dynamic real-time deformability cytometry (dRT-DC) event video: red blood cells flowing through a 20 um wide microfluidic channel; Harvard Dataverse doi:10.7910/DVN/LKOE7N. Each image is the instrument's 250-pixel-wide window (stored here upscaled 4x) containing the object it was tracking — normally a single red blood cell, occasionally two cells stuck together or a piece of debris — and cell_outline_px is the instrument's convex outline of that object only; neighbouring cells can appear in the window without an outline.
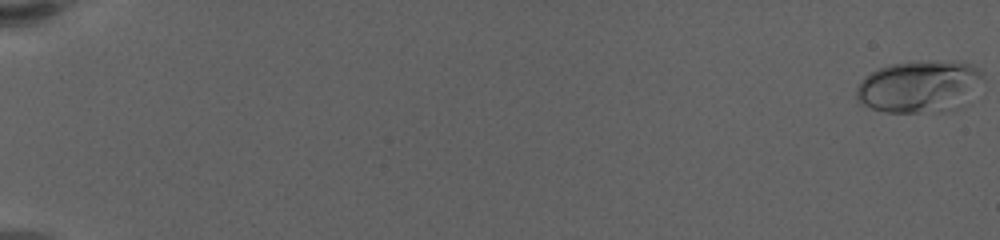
{"species": "human", "species_latin": "Homo sapiens", "temperature_condition": "warm", "stored_images_in_passage": 63, "camera_frame_rate_fps": 3000, "um_per_image_px": 0.085, "donor": {"sex": "female"}, "frame": {"image": 1, "passage_image": 1, "time_ms": 0.0, "image_size_px": [1000, 240], "cell_outline_px": [[984, 80], [948, 112], [884, 112], [860, 104], [856, 96], [856, 88], [864, 76], [880, 68], [892, 64], [916, 60], [972, 64], [984, 76]], "centroid_in_image_um": [78.05, 7.35], "position_along_channel_um": 7.0, "area_um2": 37.69}}
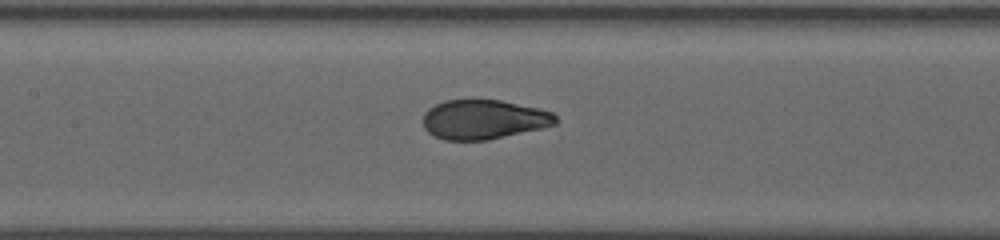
{"frame": {"image": 2, "passage_image": 33, "time_ms": 10.667, "image_size_px": [1000, 240], "cell_outline_px": [[556, 124], [540, 128], [488, 140], [444, 140], [428, 132], [424, 128], [424, 112], [428, 108], [444, 100], [500, 100], [536, 108], [552, 112], [556, 116]], "centroid_in_image_um": [41.08, 10.15], "position_along_channel_um": 166.3, "area_um2": 30.17}}
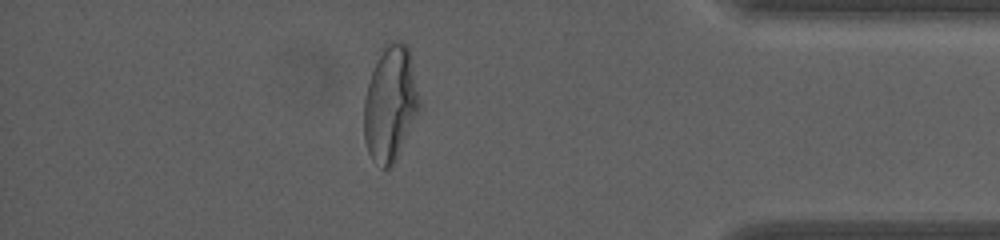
{"frame": {"image": 3, "passage_image": 56, "time_ms": 18.333, "image_size_px": [1000, 240], "cell_outline_px": [[420, 108], [396, 160], [392, 168], [380, 168], [372, 160], [368, 152], [364, 140], [364, 100], [368, 84], [380, 48], [388, 40], [400, 40], [408, 44], [412, 60], [420, 100]], "centroid_in_image_um": [33.18, 8.78], "position_along_channel_um": 402.0, "area_um2": 37.8}, "authors_computed_cell_mechanics": {"area_um2": 31.6166, "velocity_mm_per_s": 3.429, "shape_relaxation_time_tau1_ms": 6.2455, "shape_relaxation_time_tau2_ms": null, "deformation_change_tau1": 0.2252, "deformation_change_tau2": null}}